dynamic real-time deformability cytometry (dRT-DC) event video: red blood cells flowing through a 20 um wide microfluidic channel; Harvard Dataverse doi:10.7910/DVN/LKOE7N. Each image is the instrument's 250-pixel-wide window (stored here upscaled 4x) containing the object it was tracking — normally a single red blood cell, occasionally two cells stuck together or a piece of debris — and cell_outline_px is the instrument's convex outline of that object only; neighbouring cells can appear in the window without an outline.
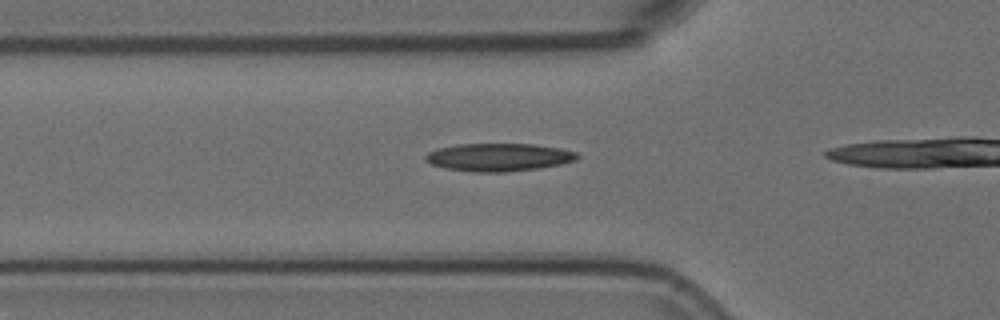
{"species": "Egyptian fruit bat (a non-hibernating species)", "species_latin": "Rousettus aegyptiacus", "temperature_condition": "room temperature", "stored_images_in_passage": 13, "camera_frame_rate_fps": 3000, "um_per_image_px": 0.085, "animal": {"sex": "female"}, "frame": {"image": 1, "passage_image": 8, "time_ms": 2.333, "image_size_px": [1000, 320], "cell_outline_px": [[580, 156], [576, 160], [560, 164], [536, 168], [504, 172], [472, 172], [444, 168], [432, 164], [424, 160], [424, 156], [428, 152], [440, 148], [456, 144], [532, 144], [560, 148], [576, 152]], "centroid_in_image_um": [42.36, 13.36], "position_along_channel_um": 83.4, "area_um2": 24.57}}
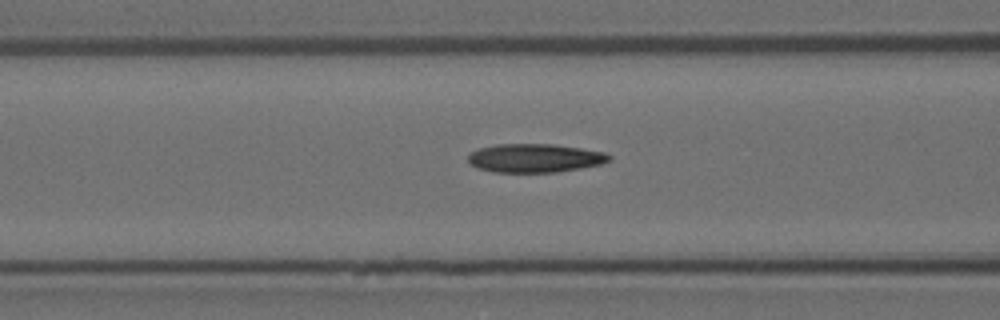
{"frame": {"image": 2, "passage_image": 11, "time_ms": 3.333, "image_size_px": [1000, 320], "cell_outline_px": [[612, 160], [600, 164], [580, 168], [556, 172], [496, 172], [480, 168], [472, 164], [468, 160], [468, 156], [472, 152], [480, 148], [496, 144], [552, 144], [580, 148], [604, 152], [612, 156]], "centroid_in_image_um": [45.5, 13.43], "position_along_channel_um": 121.1, "area_um2": 23.29}}